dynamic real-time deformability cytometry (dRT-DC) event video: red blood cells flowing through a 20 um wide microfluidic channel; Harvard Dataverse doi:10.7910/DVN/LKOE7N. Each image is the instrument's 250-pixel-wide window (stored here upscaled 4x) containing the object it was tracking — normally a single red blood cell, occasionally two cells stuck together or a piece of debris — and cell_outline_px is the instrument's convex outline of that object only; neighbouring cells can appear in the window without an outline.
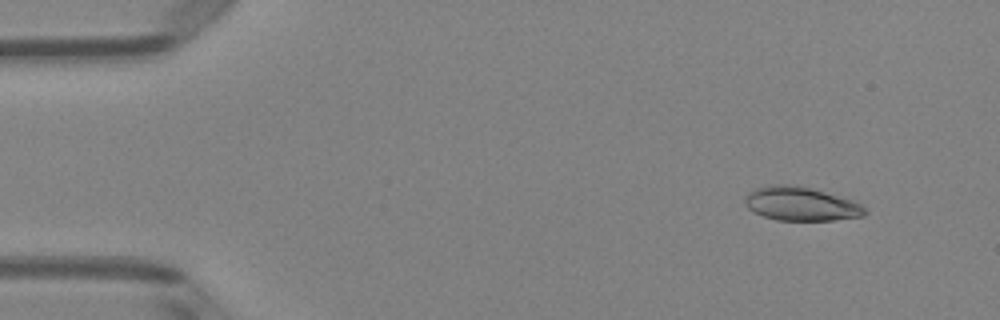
{"species": "Egyptian fruit bat (a non-hibernating species)", "species_latin": "Rousettus aegyptiacus", "temperature_condition": "room temperature", "stored_images_in_passage": 49, "camera_frame_rate_fps": 3000, "um_per_image_px": 0.085, "animal": {"sex": "female"}, "frame": {"image": 1, "passage_image": 3, "time_ms": 0.667, "image_size_px": [1000, 320], "cell_outline_px": [[868, 212], [864, 216], [836, 220], [776, 220], [764, 216], [748, 208], [744, 204], [744, 196], [748, 192], [756, 188], [768, 184], [788, 184], [808, 188], [824, 192], [852, 200], [860, 204]], "centroid_in_image_um": [68.05, 17.33], "position_along_channel_um": 17.0, "area_um2": 23.52}}
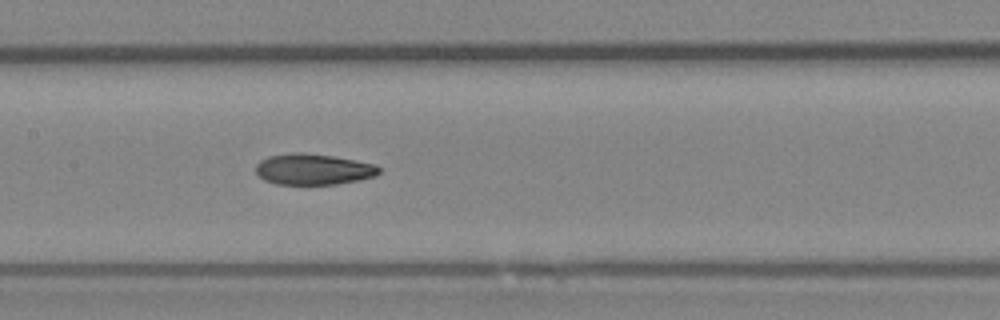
{"frame": {"image": 2, "passage_image": 23, "time_ms": 7.333, "image_size_px": [1000, 320], "cell_outline_px": [[380, 172], [376, 176], [360, 180], [336, 184], [276, 184], [264, 180], [256, 172], [256, 164], [260, 160], [268, 156], [292, 152], [304, 152], [332, 156], [356, 160], [376, 164], [380, 168]], "centroid_in_image_um": [26.64, 14.38], "position_along_channel_um": 180.8, "area_um2": 22.43}}
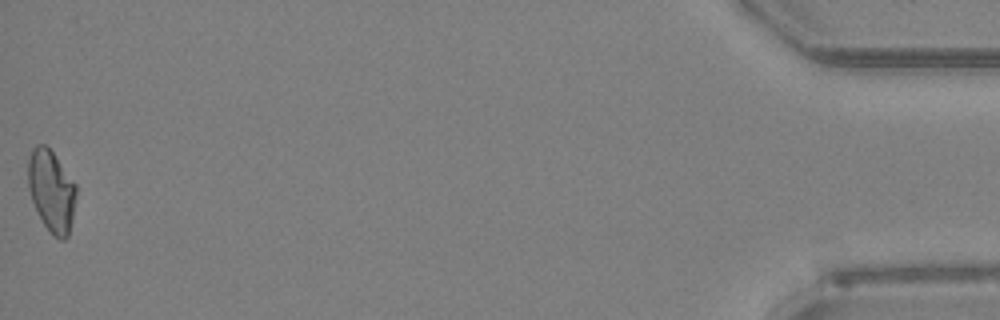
{"frame": {"image": 3, "passage_image": 49, "time_ms": 16.0, "image_size_px": [1000, 320], "cell_outline_px": [[76, 196], [72, 220], [68, 236], [64, 240], [60, 240], [44, 224], [32, 200], [28, 188], [28, 160], [32, 148], [36, 144], [44, 144], [52, 152], [76, 184]], "centroid_in_image_um": [4.37, 16.2], "position_along_channel_um": 430.8, "area_um2": 22.54}, "authors_computed_cell_mechanics": {"area_um2": 22.6576, "velocity_mm_per_s": 3.996, "shape_relaxation_time_tau1_ms": 9.8757, "shape_relaxation_time_tau2_ms": 4.0673, "deformation_change_tau1": 0.2209, "deformation_change_tau2": 0.1014}}